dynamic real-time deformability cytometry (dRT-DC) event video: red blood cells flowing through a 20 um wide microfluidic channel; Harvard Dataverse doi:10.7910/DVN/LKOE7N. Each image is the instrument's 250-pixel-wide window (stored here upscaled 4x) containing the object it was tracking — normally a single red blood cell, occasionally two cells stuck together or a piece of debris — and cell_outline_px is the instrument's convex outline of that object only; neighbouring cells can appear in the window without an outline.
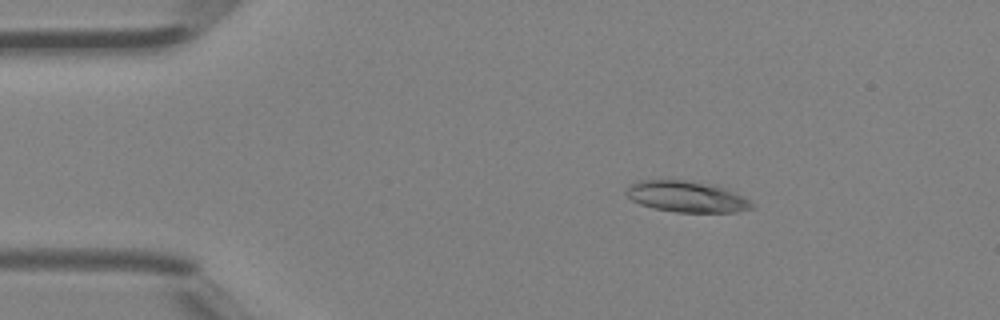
{"species": "Egyptian fruit bat (a non-hibernating species)", "species_latin": "Rousettus aegyptiacus", "temperature_condition": "room temperature", "stored_images_in_passage": 46, "camera_frame_rate_fps": 3000, "um_per_image_px": 0.085, "animal": {"sex": "female"}, "frame": {"image": 1, "passage_image": 8, "time_ms": 2.333, "image_size_px": [1000, 320], "cell_outline_px": [[756, 204], [752, 208], [736, 212], [676, 212], [652, 208], [640, 204], [632, 200], [624, 192], [628, 184], [640, 180], [684, 180], [716, 184]], "centroid_in_image_um": [58.32, 16.71], "position_along_channel_um": 26.7, "area_um2": 22.83}}
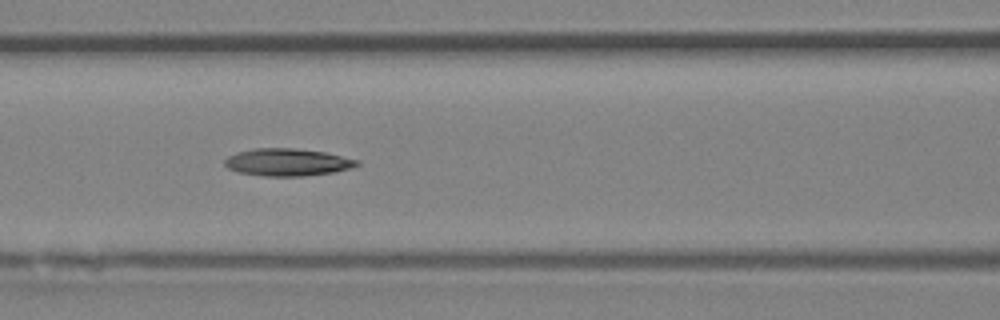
{"frame": {"image": 2, "passage_image": 20, "time_ms": 6.333, "image_size_px": [1000, 320], "cell_outline_px": [[360, 164], [352, 168], [332, 172], [304, 176], [264, 176], [240, 172], [228, 168], [224, 164], [224, 160], [228, 156], [236, 152], [252, 148], [296, 148], [324, 152], [360, 160]], "centroid_in_image_um": [24.43, 13.78], "position_along_channel_um": 142.2, "area_um2": 21.15}}
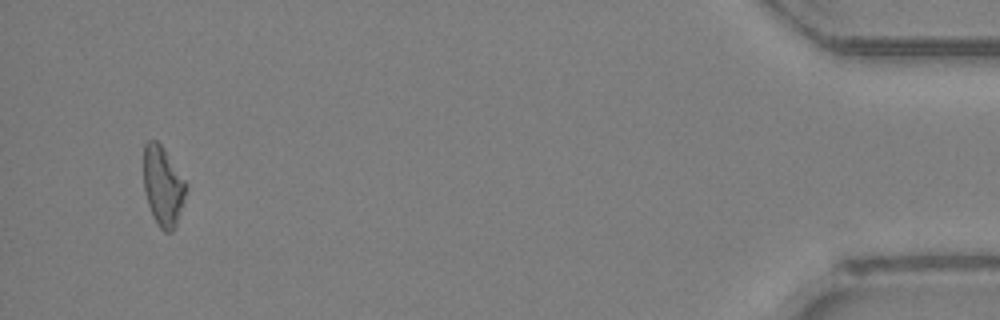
{"frame": {"image": 3, "passage_image": 44, "time_ms": 14.333, "image_size_px": [1000, 320], "cell_outline_px": [[188, 188], [176, 224], [172, 232], [164, 232], [160, 228], [152, 216], [144, 192], [144, 144], [148, 140], [156, 140], [164, 148], [188, 184]], "centroid_in_image_um": [13.86, 15.81], "position_along_channel_um": 421.3, "area_um2": 19.83}, "authors_computed_cell_mechanics": {"area_um2": 20.7213, "velocity_mm_per_s": 4.5164, "shape_relaxation_time_tau1_ms": 5.1462, "shape_relaxation_time_tau2_ms": null, "deformation_change_tau1": 0.1624, "deformation_change_tau2": null}}